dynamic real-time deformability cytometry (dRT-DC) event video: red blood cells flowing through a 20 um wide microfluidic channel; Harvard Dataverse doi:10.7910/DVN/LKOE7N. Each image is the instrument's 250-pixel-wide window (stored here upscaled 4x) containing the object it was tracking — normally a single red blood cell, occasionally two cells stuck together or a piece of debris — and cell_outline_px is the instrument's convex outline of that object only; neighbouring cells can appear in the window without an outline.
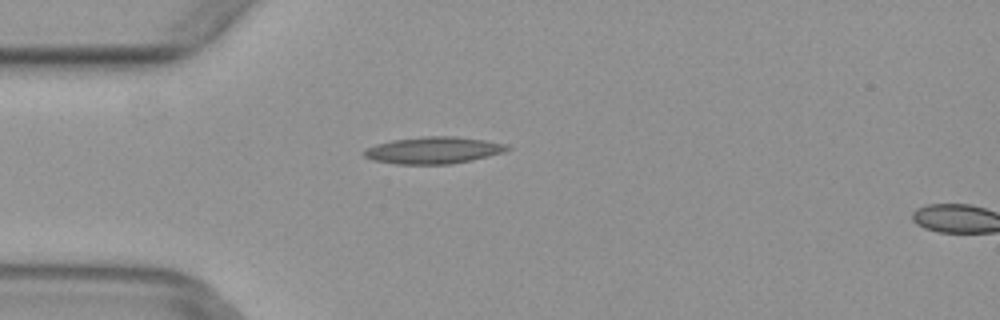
{"species": "common noctule bat (a hibernating species)", "species_latin": "Nyctalus noctula", "temperature_condition": "warm", "stored_images_in_passage": 2, "camera_frame_rate_fps": 3000, "um_per_image_px": 0.085, "animal": {"sex": "female", "body_mass_g": 29.2, "forearm_length_mm": 56.3}, "frame": {"image": 1, "passage_image": 1, "time_ms": 0.0, "image_size_px": [1000, 320], "cell_outline_px": [[512, 148], [504, 152], [472, 160], [452, 164], [396, 164], [372, 160], [364, 156], [360, 152], [364, 148], [376, 144], [392, 140], [428, 136], [452, 136], [484, 140], [508, 144]], "centroid_in_image_um": [36.81, 12.77], "position_along_channel_um": 48.2, "area_um2": 22.54}}